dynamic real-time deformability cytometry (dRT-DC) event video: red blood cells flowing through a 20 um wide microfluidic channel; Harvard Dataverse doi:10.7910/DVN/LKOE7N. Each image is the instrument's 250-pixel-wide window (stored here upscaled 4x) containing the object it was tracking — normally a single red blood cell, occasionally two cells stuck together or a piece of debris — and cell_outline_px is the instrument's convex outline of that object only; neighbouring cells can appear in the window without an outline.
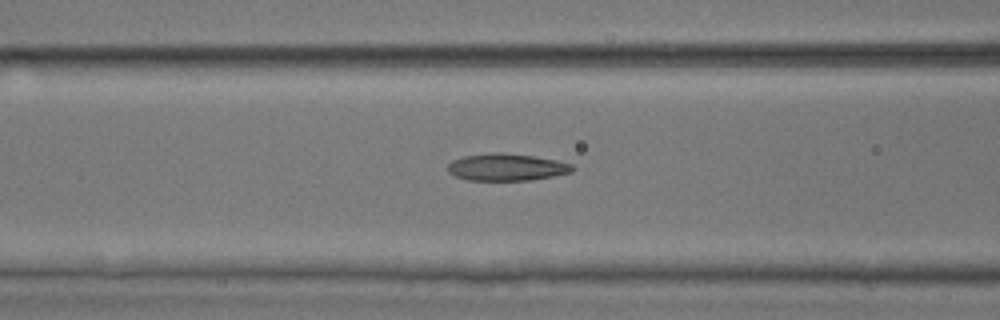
{"species": "common noctule bat (a hibernating species)", "species_latin": "Nyctalus noctula", "temperature_condition": "room temperature", "stored_images_in_passage": 42, "camera_frame_rate_fps": 3000, "um_per_image_px": 0.085, "animal": {"sex": "male", "body_mass_g": 17.9, "forearm_length_mm": 54.2}, "frame": {"image": 1, "passage_image": 21, "time_ms": 6.667, "image_size_px": [1000, 320], "cell_outline_px": [[576, 168], [572, 172], [552, 176], [528, 180], [468, 180], [456, 176], [448, 172], [448, 164], [452, 160], [464, 156], [492, 152], [500, 152], [532, 156], [556, 160], [572, 164]], "centroid_in_image_um": [43.06, 14.2], "position_along_channel_um": 123.5, "area_um2": 19.59}}
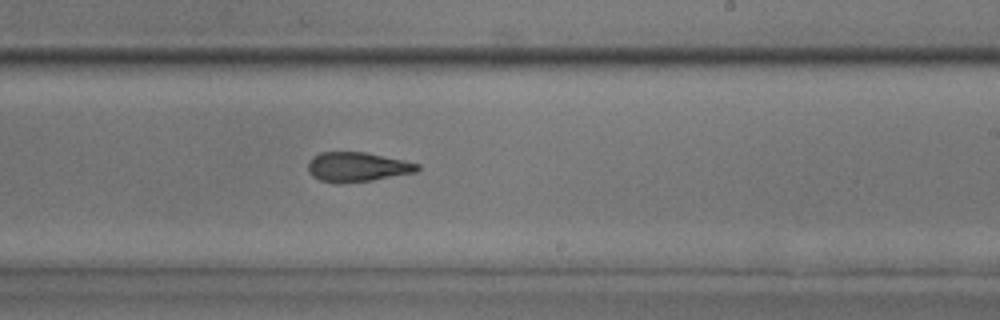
{"frame": {"image": 2, "passage_image": 31, "time_ms": 10.0, "image_size_px": [1000, 320], "cell_outline_px": [[420, 168], [416, 172], [372, 180], [340, 184], [336, 184], [320, 180], [312, 176], [308, 172], [308, 160], [312, 156], [320, 152], [364, 152], [404, 160], [420, 164]], "centroid_in_image_um": [30.33, 14.19], "position_along_channel_um": 258.7, "area_um2": 19.02}}
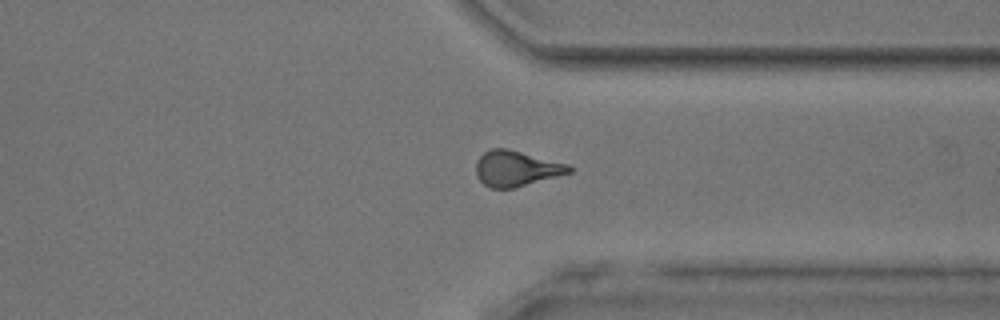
{"frame": {"image": 3, "passage_image": 39, "time_ms": 12.667, "image_size_px": [1000, 320], "cell_outline_px": [[572, 172], [512, 188], [492, 188], [484, 184], [476, 176], [476, 160], [484, 152], [492, 148], [508, 148], [568, 164], [572, 168]], "centroid_in_image_um": [43.85, 14.31], "position_along_channel_um": 367.5, "area_um2": 19.13}}